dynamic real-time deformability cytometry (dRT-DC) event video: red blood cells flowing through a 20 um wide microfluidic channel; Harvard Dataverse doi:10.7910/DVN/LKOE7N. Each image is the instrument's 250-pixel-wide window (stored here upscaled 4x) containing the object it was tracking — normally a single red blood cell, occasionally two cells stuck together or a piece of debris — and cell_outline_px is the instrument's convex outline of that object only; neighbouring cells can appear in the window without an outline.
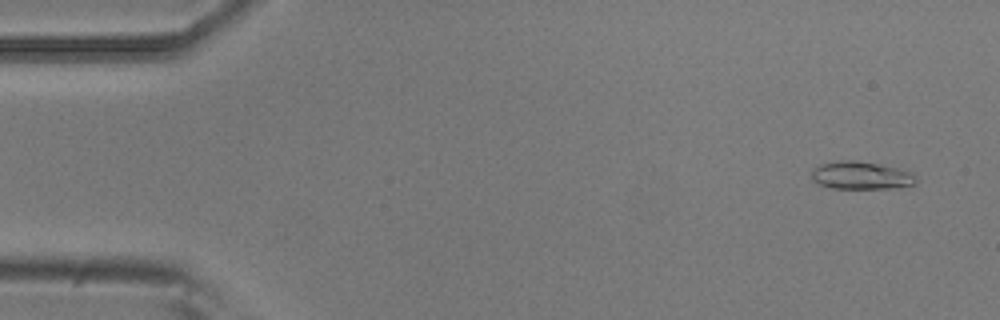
{"species": "common noctule bat (a hibernating species)", "species_latin": "Nyctalus noctula", "temperature_condition": "room temperature", "stored_images_in_passage": 9, "camera_frame_rate_fps": 3000, "um_per_image_px": 0.085, "animal": {"sex": "male", "body_mass_g": 20.5, "forearm_length_mm": 52.5}, "frame": {"image": 1, "passage_image": 1, "time_ms": 0.0, "image_size_px": [1000, 320], "cell_outline_px": [[916, 184], [896, 188], [832, 188], [820, 184], [812, 180], [812, 168], [820, 164], [844, 160], [856, 160], [896, 168], [912, 172], [916, 180]], "centroid_in_image_um": [73.18, 14.92], "position_along_channel_um": 11.8, "area_um2": 16.76}}
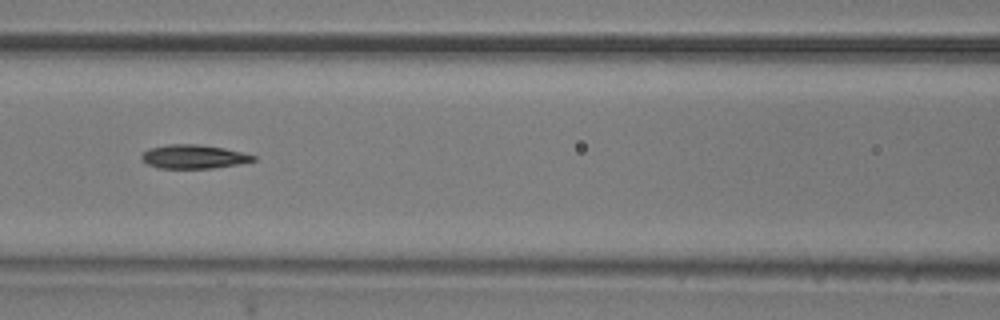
{"frame": {"image": 2, "passage_image": 6, "time_ms": 1.667, "image_size_px": [1000, 320], "cell_outline_px": [[256, 160], [240, 164], [212, 168], [156, 168], [148, 164], [140, 156], [148, 148], [168, 144], [196, 144], [224, 148], [256, 156]], "centroid_in_image_um": [16.45, 13.31], "position_along_channel_um": 150.2, "area_um2": 15.43}}
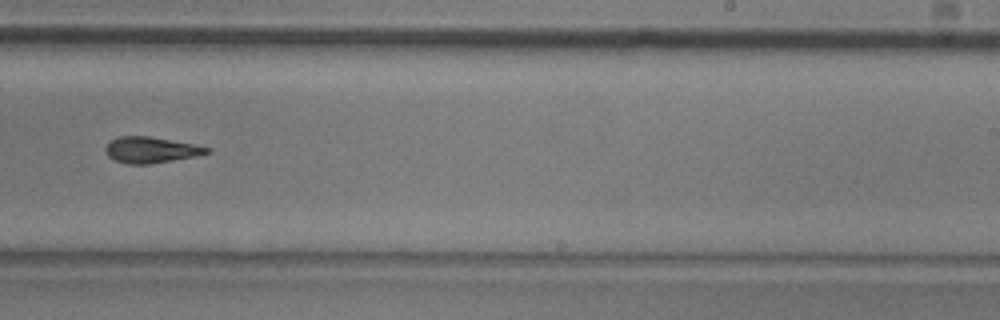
{"frame": {"image": 3, "passage_image": 9, "time_ms": 2.667, "image_size_px": [1000, 320], "cell_outline_px": [[212, 152], [196, 156], [148, 164], [128, 164], [116, 160], [108, 156], [104, 148], [112, 140], [120, 136], [148, 136], [192, 144], [212, 148]], "centroid_in_image_um": [12.85, 12.74], "position_along_channel_um": 276.2, "area_um2": 15.14}}